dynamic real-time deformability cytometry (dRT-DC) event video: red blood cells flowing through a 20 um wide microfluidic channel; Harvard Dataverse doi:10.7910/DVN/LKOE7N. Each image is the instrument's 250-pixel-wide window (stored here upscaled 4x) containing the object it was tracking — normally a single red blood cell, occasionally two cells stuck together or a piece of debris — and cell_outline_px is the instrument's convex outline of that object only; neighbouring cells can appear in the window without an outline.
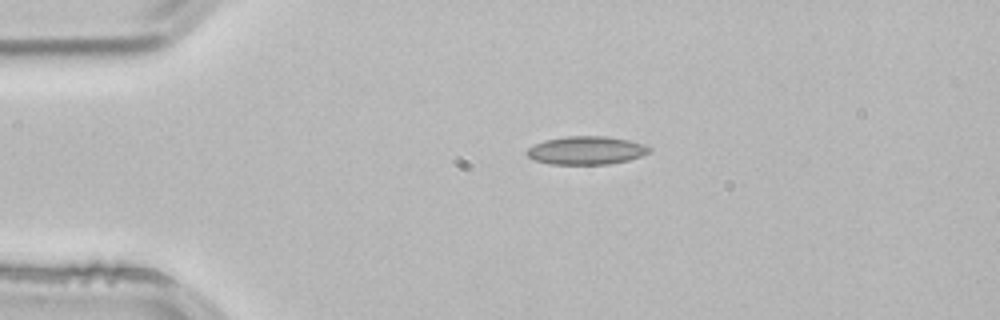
{"species": "common noctule bat (a hibernating species)", "species_latin": "Nyctalus noctula", "temperature_condition": "room temperature", "stored_images_in_passage": 3, "camera_frame_rate_fps": 3000, "um_per_image_px": 0.085, "animal": {"sex": "male", "body_mass_g": 21.5, "forearm_length_mm": 52.0}, "frame": {"image": 1, "passage_image": 1, "time_ms": 0.0, "image_size_px": [1000, 320], "cell_outline_px": [[652, 152], [628, 160], [608, 164], [548, 164], [532, 160], [524, 152], [528, 148], [544, 140], [564, 136], [604, 136], [628, 140], [644, 144], [652, 148]], "centroid_in_image_um": [49.82, 12.78], "position_along_channel_um": 35.2, "area_um2": 20.29}}